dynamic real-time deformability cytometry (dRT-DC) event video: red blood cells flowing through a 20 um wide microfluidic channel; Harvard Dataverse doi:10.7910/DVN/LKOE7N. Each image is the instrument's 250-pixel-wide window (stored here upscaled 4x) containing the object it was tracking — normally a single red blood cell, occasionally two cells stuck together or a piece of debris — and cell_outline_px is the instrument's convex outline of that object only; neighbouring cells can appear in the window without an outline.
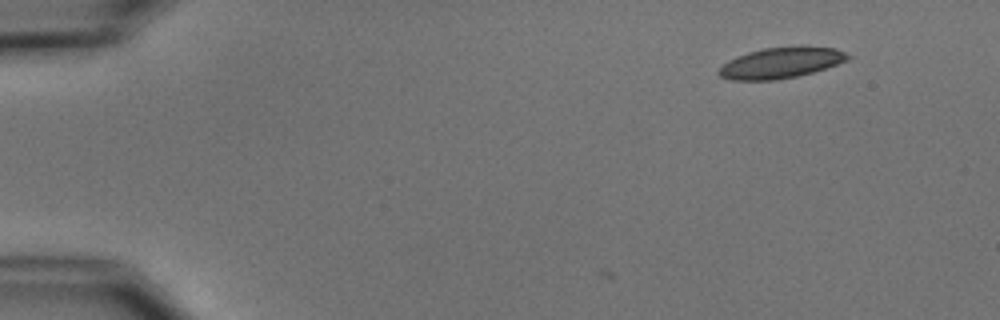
{"species": "common noctule bat (a hibernating species)", "species_latin": "Nyctalus noctula", "temperature_condition": "cold", "stored_images_in_passage": 2, "camera_frame_rate_fps": 3000, "um_per_image_px": 0.085, "animal": {"sex": "male", "body_mass_g": 15.6}, "frame": {"image": 1, "passage_image": 2, "time_ms": 1.0, "image_size_px": [1000, 320], "cell_outline_px": [[852, 56], [848, 60], [812, 72], [796, 76], [776, 80], [732, 80], [720, 76], [716, 72], [728, 60], [748, 52], [764, 48], [792, 44], [804, 44], [836, 48]], "centroid_in_image_um": [66.41, 5.3], "position_along_channel_um": 18.6, "area_um2": 23.64}}